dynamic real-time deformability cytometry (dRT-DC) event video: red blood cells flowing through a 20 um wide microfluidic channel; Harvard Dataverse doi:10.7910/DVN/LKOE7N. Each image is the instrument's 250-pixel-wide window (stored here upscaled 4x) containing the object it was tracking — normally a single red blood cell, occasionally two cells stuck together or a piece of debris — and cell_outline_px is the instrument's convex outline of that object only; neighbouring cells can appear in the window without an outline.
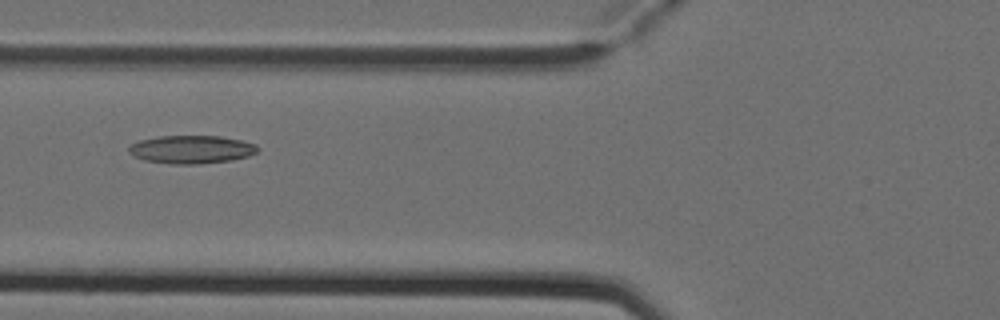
{"species": "Egyptian fruit bat (a non-hibernating species)", "species_latin": "Rousettus aegyptiacus", "temperature_condition": "cold", "stored_images_in_passage": 4, "camera_frame_rate_fps": 3000, "um_per_image_px": 0.085, "animal": {"sex": "female"}, "frame": {"image": 1, "passage_image": 4, "time_ms": 1.0, "image_size_px": [1000, 320], "cell_outline_px": [[260, 148], [256, 152], [248, 156], [232, 160], [196, 164], [172, 164], [144, 160], [132, 156], [128, 152], [128, 148], [132, 144], [140, 140], [160, 136], [220, 136], [240, 140], [256, 144]], "centroid_in_image_um": [16.26, 12.7], "position_along_channel_um": 109.5, "area_um2": 21.1}}